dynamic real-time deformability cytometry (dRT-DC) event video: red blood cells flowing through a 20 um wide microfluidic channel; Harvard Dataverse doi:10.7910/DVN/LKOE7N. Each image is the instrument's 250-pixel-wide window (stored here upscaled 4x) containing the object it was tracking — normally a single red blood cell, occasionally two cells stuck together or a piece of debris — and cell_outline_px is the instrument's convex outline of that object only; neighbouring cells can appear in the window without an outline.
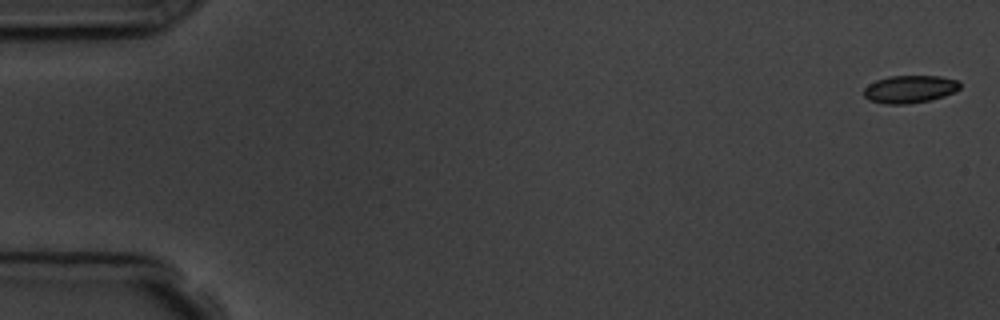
{"species": "common noctule bat (a hibernating species)", "species_latin": "Nyctalus noctula", "temperature_condition": "room temperature", "stored_images_in_passage": 11, "camera_frame_rate_fps": 3000, "um_per_image_px": 0.085, "animal": {"sex": "male", "body_mass_g": 19.5, "forearm_length_mm": 54.6}, "frame": {"image": 1, "passage_image": 1, "time_ms": 0.0, "image_size_px": [1000, 320], "cell_outline_px": [[960, 88], [944, 96], [928, 100], [908, 104], [884, 104], [868, 100], [864, 96], [864, 88], [868, 84], [876, 80], [888, 76], [940, 76], [960, 80]], "centroid_in_image_um": [77.31, 7.57], "position_along_channel_um": 7.7, "area_um2": 15.55}}
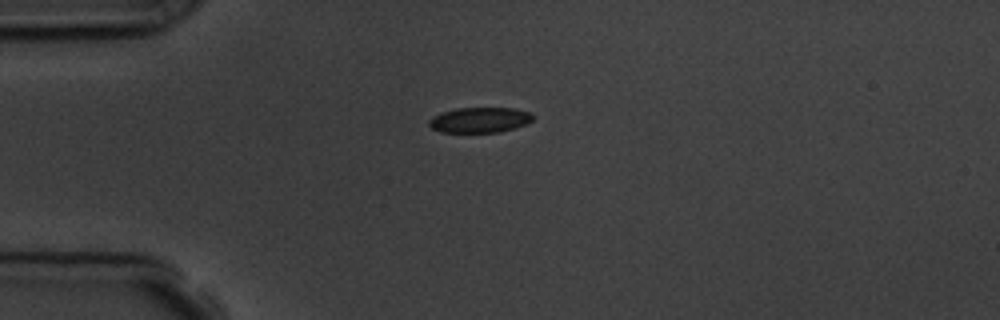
{"frame": {"image": 2, "passage_image": 4, "time_ms": 4.333, "image_size_px": [1000, 320], "cell_outline_px": [[536, 116], [532, 120], [516, 128], [500, 132], [440, 132], [432, 128], [428, 124], [428, 120], [432, 116], [440, 112], [456, 108], [512, 108], [532, 112]], "centroid_in_image_um": [40.78, 10.19], "position_along_channel_um": 44.2, "area_um2": 15.55}}
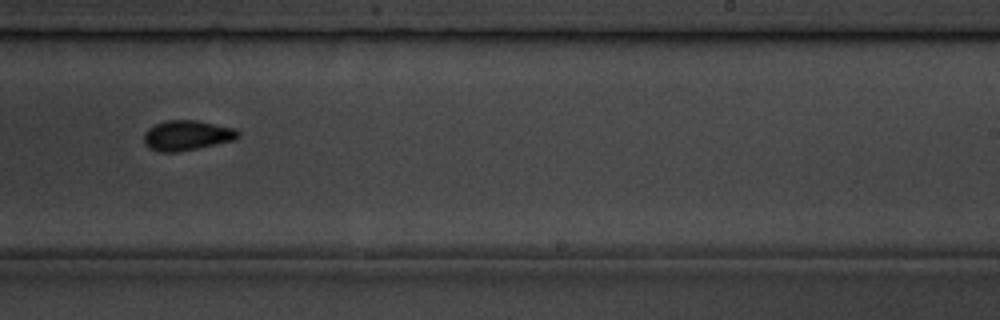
{"frame": {"image": 3, "passage_image": 10, "time_ms": 11.0, "image_size_px": [1000, 320], "cell_outline_px": [[240, 136], [236, 140], [180, 152], [160, 152], [148, 148], [144, 144], [144, 132], [148, 128], [156, 124], [168, 120], [196, 120], [236, 128], [240, 132]], "centroid_in_image_um": [15.91, 11.52], "position_along_channel_um": 273.1, "area_um2": 16.76}}